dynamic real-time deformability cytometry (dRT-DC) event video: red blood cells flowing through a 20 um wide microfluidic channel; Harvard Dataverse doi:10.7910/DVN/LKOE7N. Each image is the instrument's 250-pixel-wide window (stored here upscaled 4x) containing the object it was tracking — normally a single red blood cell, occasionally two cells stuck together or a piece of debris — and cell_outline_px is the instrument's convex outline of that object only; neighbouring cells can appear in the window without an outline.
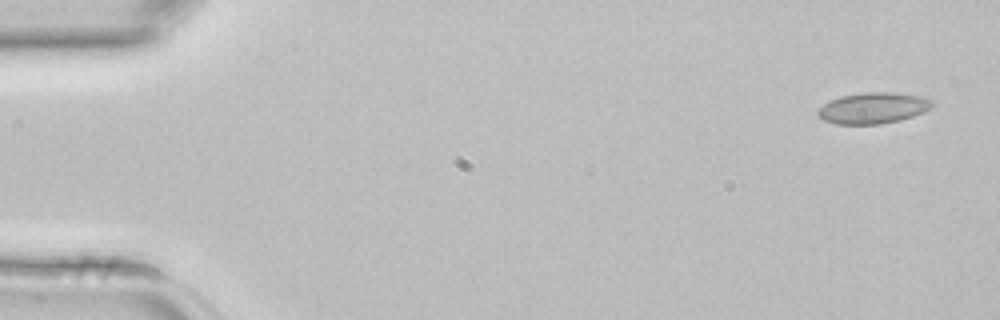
{"species": "common noctule bat (a hibernating species)", "species_latin": "Nyctalus noctula", "temperature_condition": "room temperature", "stored_images_in_passage": 3, "camera_frame_rate_fps": 3000, "um_per_image_px": 0.085, "animal": {"sex": "female", "body_mass_g": 22.7, "forearm_length_mm": 54.2}, "frame": {"image": 1, "passage_image": 1, "time_ms": 0.0, "image_size_px": [1000, 320], "cell_outline_px": [[932, 108], [924, 112], [900, 120], [880, 124], [836, 124], [824, 120], [816, 116], [816, 112], [824, 104], [840, 96], [864, 92], [892, 92], [924, 96], [932, 100]], "centroid_in_image_um": [74.23, 9.18], "position_along_channel_um": 10.8, "area_um2": 20.81}}
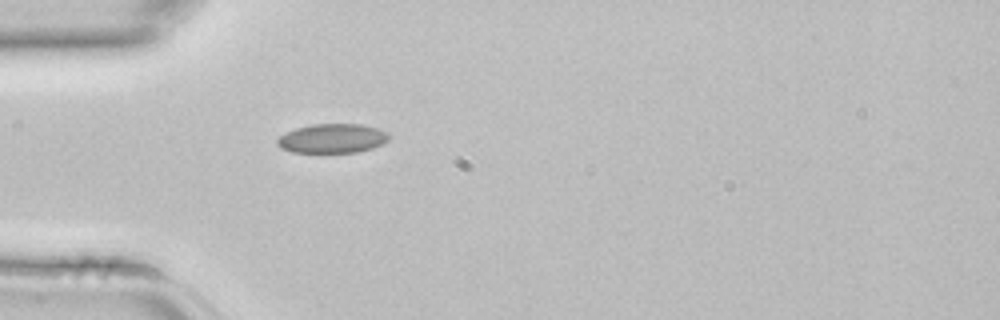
{"frame": {"image": 2, "passage_image": 3, "time_ms": 0.667, "image_size_px": [1000, 320], "cell_outline_px": [[392, 136], [388, 140], [372, 148], [356, 152], [292, 152], [280, 148], [276, 144], [276, 140], [280, 136], [296, 128], [312, 124], [360, 124], [376, 128], [388, 132]], "centroid_in_image_um": [28.25, 11.76], "position_along_channel_um": 56.8, "area_um2": 18.96}}